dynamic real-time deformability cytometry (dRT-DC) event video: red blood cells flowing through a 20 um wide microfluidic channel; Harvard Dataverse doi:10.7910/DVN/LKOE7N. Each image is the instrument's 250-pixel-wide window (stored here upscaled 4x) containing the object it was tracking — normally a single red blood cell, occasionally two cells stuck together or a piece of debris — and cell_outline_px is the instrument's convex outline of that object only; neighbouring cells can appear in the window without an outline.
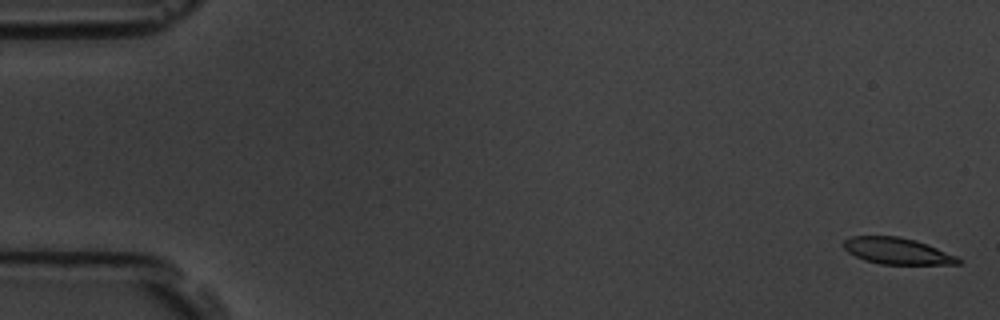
{"species": "common noctule bat (a hibernating species)", "species_latin": "Nyctalus noctula", "temperature_condition": "room temperature", "stored_images_in_passage": 7, "camera_frame_rate_fps": 3000, "um_per_image_px": 0.085, "animal": {"sex": "male", "body_mass_g": 19.5, "forearm_length_mm": 54.6}, "frame": {"image": 1, "passage_image": 1, "time_ms": 0.0, "image_size_px": [1000, 320], "cell_outline_px": [[964, 260], [960, 264], [880, 264], [864, 260], [848, 252], [840, 244], [844, 240], [852, 236], [896, 236], [916, 240], [956, 256]], "centroid_in_image_um": [76.23, 21.33], "position_along_channel_um": 8.8, "area_um2": 17.63}}
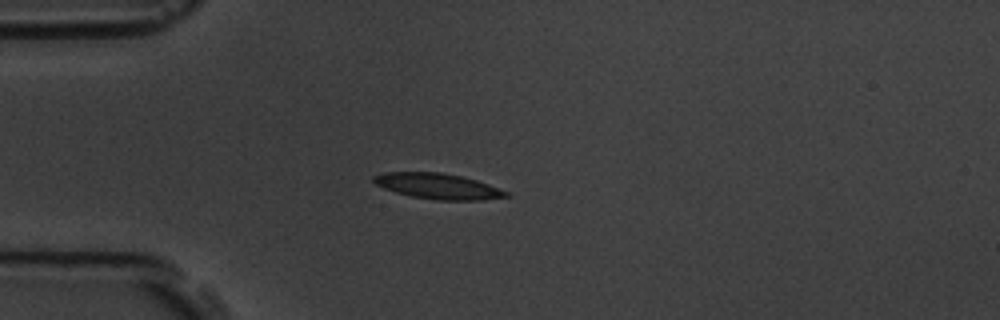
{"frame": {"image": 2, "passage_image": 5, "time_ms": 4.667, "image_size_px": [1000, 320], "cell_outline_px": [[512, 196], [484, 200], [436, 200], [412, 196], [396, 192], [384, 188], [376, 184], [372, 180], [372, 176], [384, 172], [440, 172], [460, 176], [476, 180], [488, 184], [508, 192]], "centroid_in_image_um": [37.23, 15.83], "position_along_channel_um": 47.8, "area_um2": 19.71}}
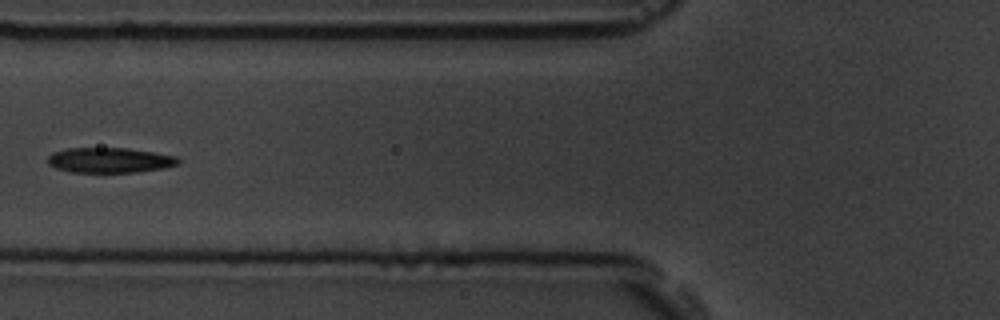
{"frame": {"image": 3, "passage_image": 7, "time_ms": 7.0, "image_size_px": [1000, 320], "cell_outline_px": [[180, 164], [164, 168], [136, 172], [72, 172], [56, 168], [48, 164], [48, 156], [52, 152], [68, 148], [128, 148], [176, 156], [180, 160]], "centroid_in_image_um": [9.33, 13.61], "position_along_channel_um": 116.5, "area_um2": 19.13}}